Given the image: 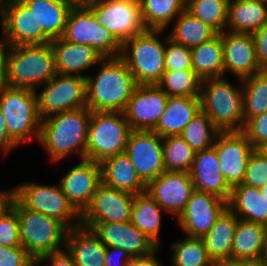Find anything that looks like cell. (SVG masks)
Here are the masks:
<instances>
[{"mask_svg": "<svg viewBox=\"0 0 267 266\" xmlns=\"http://www.w3.org/2000/svg\"><path fill=\"white\" fill-rule=\"evenodd\" d=\"M92 111L88 107L52 114L41 122L39 141L51 162L58 163L71 153L85 159L88 127Z\"/></svg>", "mask_w": 267, "mask_h": 266, "instance_id": "cell-1", "label": "cell"}, {"mask_svg": "<svg viewBox=\"0 0 267 266\" xmlns=\"http://www.w3.org/2000/svg\"><path fill=\"white\" fill-rule=\"evenodd\" d=\"M96 76L86 77L87 107L92 112H124L137 86L120 58H103Z\"/></svg>", "mask_w": 267, "mask_h": 266, "instance_id": "cell-2", "label": "cell"}, {"mask_svg": "<svg viewBox=\"0 0 267 266\" xmlns=\"http://www.w3.org/2000/svg\"><path fill=\"white\" fill-rule=\"evenodd\" d=\"M56 74L51 43L6 47L4 85L36 91Z\"/></svg>", "mask_w": 267, "mask_h": 266, "instance_id": "cell-3", "label": "cell"}, {"mask_svg": "<svg viewBox=\"0 0 267 266\" xmlns=\"http://www.w3.org/2000/svg\"><path fill=\"white\" fill-rule=\"evenodd\" d=\"M201 110L221 132L242 131L244 126L243 89L227 78L202 80Z\"/></svg>", "mask_w": 267, "mask_h": 266, "instance_id": "cell-4", "label": "cell"}, {"mask_svg": "<svg viewBox=\"0 0 267 266\" xmlns=\"http://www.w3.org/2000/svg\"><path fill=\"white\" fill-rule=\"evenodd\" d=\"M163 31L145 29L121 45L120 58L128 66L137 85L158 84L163 77L166 37L159 39Z\"/></svg>", "mask_w": 267, "mask_h": 266, "instance_id": "cell-5", "label": "cell"}, {"mask_svg": "<svg viewBox=\"0 0 267 266\" xmlns=\"http://www.w3.org/2000/svg\"><path fill=\"white\" fill-rule=\"evenodd\" d=\"M0 109L8 135L17 146L33 138L39 141L42 119L35 90L0 86Z\"/></svg>", "mask_w": 267, "mask_h": 266, "instance_id": "cell-6", "label": "cell"}, {"mask_svg": "<svg viewBox=\"0 0 267 266\" xmlns=\"http://www.w3.org/2000/svg\"><path fill=\"white\" fill-rule=\"evenodd\" d=\"M21 246L37 262L65 249L68 228L55 218L24 208L16 200Z\"/></svg>", "mask_w": 267, "mask_h": 266, "instance_id": "cell-7", "label": "cell"}, {"mask_svg": "<svg viewBox=\"0 0 267 266\" xmlns=\"http://www.w3.org/2000/svg\"><path fill=\"white\" fill-rule=\"evenodd\" d=\"M132 131L124 112H92L85 159L101 163L124 153Z\"/></svg>", "mask_w": 267, "mask_h": 266, "instance_id": "cell-8", "label": "cell"}, {"mask_svg": "<svg viewBox=\"0 0 267 266\" xmlns=\"http://www.w3.org/2000/svg\"><path fill=\"white\" fill-rule=\"evenodd\" d=\"M14 198L26 209L62 222L69 230L81 225V214L56 184L23 183L14 188Z\"/></svg>", "mask_w": 267, "mask_h": 266, "instance_id": "cell-9", "label": "cell"}, {"mask_svg": "<svg viewBox=\"0 0 267 266\" xmlns=\"http://www.w3.org/2000/svg\"><path fill=\"white\" fill-rule=\"evenodd\" d=\"M62 38L74 44L89 45L103 58H116L121 54V44L99 24L90 7L71 9Z\"/></svg>", "mask_w": 267, "mask_h": 266, "instance_id": "cell-10", "label": "cell"}, {"mask_svg": "<svg viewBox=\"0 0 267 266\" xmlns=\"http://www.w3.org/2000/svg\"><path fill=\"white\" fill-rule=\"evenodd\" d=\"M40 87L42 91L35 93L41 119L87 107L85 77L56 74Z\"/></svg>", "mask_w": 267, "mask_h": 266, "instance_id": "cell-11", "label": "cell"}, {"mask_svg": "<svg viewBox=\"0 0 267 266\" xmlns=\"http://www.w3.org/2000/svg\"><path fill=\"white\" fill-rule=\"evenodd\" d=\"M89 7L121 45L145 30L138 0H94Z\"/></svg>", "mask_w": 267, "mask_h": 266, "instance_id": "cell-12", "label": "cell"}, {"mask_svg": "<svg viewBox=\"0 0 267 266\" xmlns=\"http://www.w3.org/2000/svg\"><path fill=\"white\" fill-rule=\"evenodd\" d=\"M0 23L3 31L1 40L7 46L47 44L52 41L22 0H12L0 7Z\"/></svg>", "mask_w": 267, "mask_h": 266, "instance_id": "cell-13", "label": "cell"}, {"mask_svg": "<svg viewBox=\"0 0 267 266\" xmlns=\"http://www.w3.org/2000/svg\"><path fill=\"white\" fill-rule=\"evenodd\" d=\"M125 153L146 185L165 172L163 137L153 131H132Z\"/></svg>", "mask_w": 267, "mask_h": 266, "instance_id": "cell-14", "label": "cell"}, {"mask_svg": "<svg viewBox=\"0 0 267 266\" xmlns=\"http://www.w3.org/2000/svg\"><path fill=\"white\" fill-rule=\"evenodd\" d=\"M134 195L101 184L90 205L81 214V226L91 229L97 222H128L131 220Z\"/></svg>", "mask_w": 267, "mask_h": 266, "instance_id": "cell-15", "label": "cell"}, {"mask_svg": "<svg viewBox=\"0 0 267 266\" xmlns=\"http://www.w3.org/2000/svg\"><path fill=\"white\" fill-rule=\"evenodd\" d=\"M213 148L228 185L233 188L242 184L249 156L255 150L246 136L241 131L220 132Z\"/></svg>", "mask_w": 267, "mask_h": 266, "instance_id": "cell-16", "label": "cell"}, {"mask_svg": "<svg viewBox=\"0 0 267 266\" xmlns=\"http://www.w3.org/2000/svg\"><path fill=\"white\" fill-rule=\"evenodd\" d=\"M168 95L157 85H137L124 111L133 131H153L165 109Z\"/></svg>", "mask_w": 267, "mask_h": 266, "instance_id": "cell-17", "label": "cell"}, {"mask_svg": "<svg viewBox=\"0 0 267 266\" xmlns=\"http://www.w3.org/2000/svg\"><path fill=\"white\" fill-rule=\"evenodd\" d=\"M226 208L227 201L195 190L177 218L178 226L188 237L202 238Z\"/></svg>", "mask_w": 267, "mask_h": 266, "instance_id": "cell-18", "label": "cell"}, {"mask_svg": "<svg viewBox=\"0 0 267 266\" xmlns=\"http://www.w3.org/2000/svg\"><path fill=\"white\" fill-rule=\"evenodd\" d=\"M164 212L178 218L195 191L190 172L165 171L146 190Z\"/></svg>", "mask_w": 267, "mask_h": 266, "instance_id": "cell-19", "label": "cell"}, {"mask_svg": "<svg viewBox=\"0 0 267 266\" xmlns=\"http://www.w3.org/2000/svg\"><path fill=\"white\" fill-rule=\"evenodd\" d=\"M102 184L100 163L82 159L61 178L59 186L73 207L82 214Z\"/></svg>", "mask_w": 267, "mask_h": 266, "instance_id": "cell-20", "label": "cell"}, {"mask_svg": "<svg viewBox=\"0 0 267 266\" xmlns=\"http://www.w3.org/2000/svg\"><path fill=\"white\" fill-rule=\"evenodd\" d=\"M224 74L231 72L237 80L262 72L256 58L254 39L251 34L221 33Z\"/></svg>", "mask_w": 267, "mask_h": 266, "instance_id": "cell-21", "label": "cell"}, {"mask_svg": "<svg viewBox=\"0 0 267 266\" xmlns=\"http://www.w3.org/2000/svg\"><path fill=\"white\" fill-rule=\"evenodd\" d=\"M91 230L106 246L121 248L131 257L148 255L158 247L131 221L123 223L97 222Z\"/></svg>", "mask_w": 267, "mask_h": 266, "instance_id": "cell-22", "label": "cell"}, {"mask_svg": "<svg viewBox=\"0 0 267 266\" xmlns=\"http://www.w3.org/2000/svg\"><path fill=\"white\" fill-rule=\"evenodd\" d=\"M190 175L195 190L211 193L227 202L229 201L232 188L221 173L220 163L214 148L195 153Z\"/></svg>", "mask_w": 267, "mask_h": 266, "instance_id": "cell-23", "label": "cell"}, {"mask_svg": "<svg viewBox=\"0 0 267 266\" xmlns=\"http://www.w3.org/2000/svg\"><path fill=\"white\" fill-rule=\"evenodd\" d=\"M55 55V65L57 74L76 75L87 77L83 74L94 65L99 63L103 57L91 46L84 44H74L61 38L52 39L50 42Z\"/></svg>", "mask_w": 267, "mask_h": 266, "instance_id": "cell-24", "label": "cell"}, {"mask_svg": "<svg viewBox=\"0 0 267 266\" xmlns=\"http://www.w3.org/2000/svg\"><path fill=\"white\" fill-rule=\"evenodd\" d=\"M100 167L103 185L132 195L146 192L147 185L140 179L125 152L103 160Z\"/></svg>", "mask_w": 267, "mask_h": 266, "instance_id": "cell-25", "label": "cell"}, {"mask_svg": "<svg viewBox=\"0 0 267 266\" xmlns=\"http://www.w3.org/2000/svg\"><path fill=\"white\" fill-rule=\"evenodd\" d=\"M199 111L200 97L168 96L165 109L153 132L160 137L180 135Z\"/></svg>", "mask_w": 267, "mask_h": 266, "instance_id": "cell-26", "label": "cell"}, {"mask_svg": "<svg viewBox=\"0 0 267 266\" xmlns=\"http://www.w3.org/2000/svg\"><path fill=\"white\" fill-rule=\"evenodd\" d=\"M65 249L76 266H105L106 245L91 229L80 225L68 230Z\"/></svg>", "mask_w": 267, "mask_h": 266, "instance_id": "cell-27", "label": "cell"}, {"mask_svg": "<svg viewBox=\"0 0 267 266\" xmlns=\"http://www.w3.org/2000/svg\"><path fill=\"white\" fill-rule=\"evenodd\" d=\"M266 242V226L238 219L232 242L231 261L261 262Z\"/></svg>", "mask_w": 267, "mask_h": 266, "instance_id": "cell-28", "label": "cell"}, {"mask_svg": "<svg viewBox=\"0 0 267 266\" xmlns=\"http://www.w3.org/2000/svg\"><path fill=\"white\" fill-rule=\"evenodd\" d=\"M238 219L227 207L202 237L208 255L216 266L231 261L232 242Z\"/></svg>", "mask_w": 267, "mask_h": 266, "instance_id": "cell-29", "label": "cell"}, {"mask_svg": "<svg viewBox=\"0 0 267 266\" xmlns=\"http://www.w3.org/2000/svg\"><path fill=\"white\" fill-rule=\"evenodd\" d=\"M227 207L239 219L267 227V197L259 188L244 184L234 186Z\"/></svg>", "mask_w": 267, "mask_h": 266, "instance_id": "cell-30", "label": "cell"}, {"mask_svg": "<svg viewBox=\"0 0 267 266\" xmlns=\"http://www.w3.org/2000/svg\"><path fill=\"white\" fill-rule=\"evenodd\" d=\"M266 23L267 4L259 0L229 1L226 31L231 33L252 34Z\"/></svg>", "mask_w": 267, "mask_h": 266, "instance_id": "cell-31", "label": "cell"}, {"mask_svg": "<svg viewBox=\"0 0 267 266\" xmlns=\"http://www.w3.org/2000/svg\"><path fill=\"white\" fill-rule=\"evenodd\" d=\"M33 12L37 23L51 38H61L71 7L59 0H22Z\"/></svg>", "mask_w": 267, "mask_h": 266, "instance_id": "cell-32", "label": "cell"}, {"mask_svg": "<svg viewBox=\"0 0 267 266\" xmlns=\"http://www.w3.org/2000/svg\"><path fill=\"white\" fill-rule=\"evenodd\" d=\"M194 72L202 79L224 77V60L221 33L211 40L191 48Z\"/></svg>", "mask_w": 267, "mask_h": 266, "instance_id": "cell-33", "label": "cell"}, {"mask_svg": "<svg viewBox=\"0 0 267 266\" xmlns=\"http://www.w3.org/2000/svg\"><path fill=\"white\" fill-rule=\"evenodd\" d=\"M164 210L154 201L146 191L134 195L131 213V223L145 233L158 247L160 246V231L162 213Z\"/></svg>", "mask_w": 267, "mask_h": 266, "instance_id": "cell-34", "label": "cell"}, {"mask_svg": "<svg viewBox=\"0 0 267 266\" xmlns=\"http://www.w3.org/2000/svg\"><path fill=\"white\" fill-rule=\"evenodd\" d=\"M169 30L168 37L173 42L193 48L214 38L218 33L186 9L179 14Z\"/></svg>", "mask_w": 267, "mask_h": 266, "instance_id": "cell-35", "label": "cell"}, {"mask_svg": "<svg viewBox=\"0 0 267 266\" xmlns=\"http://www.w3.org/2000/svg\"><path fill=\"white\" fill-rule=\"evenodd\" d=\"M145 29L164 30L186 9V0H138Z\"/></svg>", "mask_w": 267, "mask_h": 266, "instance_id": "cell-36", "label": "cell"}, {"mask_svg": "<svg viewBox=\"0 0 267 266\" xmlns=\"http://www.w3.org/2000/svg\"><path fill=\"white\" fill-rule=\"evenodd\" d=\"M243 89L244 123L267 111V72L253 74L239 79Z\"/></svg>", "mask_w": 267, "mask_h": 266, "instance_id": "cell-37", "label": "cell"}, {"mask_svg": "<svg viewBox=\"0 0 267 266\" xmlns=\"http://www.w3.org/2000/svg\"><path fill=\"white\" fill-rule=\"evenodd\" d=\"M221 131L214 125L204 111H199L180 136L196 152L213 148L215 139Z\"/></svg>", "mask_w": 267, "mask_h": 266, "instance_id": "cell-38", "label": "cell"}, {"mask_svg": "<svg viewBox=\"0 0 267 266\" xmlns=\"http://www.w3.org/2000/svg\"><path fill=\"white\" fill-rule=\"evenodd\" d=\"M230 0H186V10L218 34L226 31Z\"/></svg>", "mask_w": 267, "mask_h": 266, "instance_id": "cell-39", "label": "cell"}, {"mask_svg": "<svg viewBox=\"0 0 267 266\" xmlns=\"http://www.w3.org/2000/svg\"><path fill=\"white\" fill-rule=\"evenodd\" d=\"M180 240L171 244L172 266H216L209 257L202 238L186 236L184 240Z\"/></svg>", "mask_w": 267, "mask_h": 266, "instance_id": "cell-40", "label": "cell"}, {"mask_svg": "<svg viewBox=\"0 0 267 266\" xmlns=\"http://www.w3.org/2000/svg\"><path fill=\"white\" fill-rule=\"evenodd\" d=\"M202 79L193 69L165 71L157 84L168 96L200 97Z\"/></svg>", "mask_w": 267, "mask_h": 266, "instance_id": "cell-41", "label": "cell"}, {"mask_svg": "<svg viewBox=\"0 0 267 266\" xmlns=\"http://www.w3.org/2000/svg\"><path fill=\"white\" fill-rule=\"evenodd\" d=\"M195 151L180 136L163 137V163L165 171L190 172Z\"/></svg>", "mask_w": 267, "mask_h": 266, "instance_id": "cell-42", "label": "cell"}, {"mask_svg": "<svg viewBox=\"0 0 267 266\" xmlns=\"http://www.w3.org/2000/svg\"><path fill=\"white\" fill-rule=\"evenodd\" d=\"M0 245L4 247L21 246L15 198L11 207L0 216Z\"/></svg>", "mask_w": 267, "mask_h": 266, "instance_id": "cell-43", "label": "cell"}, {"mask_svg": "<svg viewBox=\"0 0 267 266\" xmlns=\"http://www.w3.org/2000/svg\"><path fill=\"white\" fill-rule=\"evenodd\" d=\"M164 65L165 71L193 69L191 62V48L173 42L167 35Z\"/></svg>", "mask_w": 267, "mask_h": 266, "instance_id": "cell-44", "label": "cell"}, {"mask_svg": "<svg viewBox=\"0 0 267 266\" xmlns=\"http://www.w3.org/2000/svg\"><path fill=\"white\" fill-rule=\"evenodd\" d=\"M242 184L259 189L267 185V158L257 149L249 156Z\"/></svg>", "mask_w": 267, "mask_h": 266, "instance_id": "cell-45", "label": "cell"}, {"mask_svg": "<svg viewBox=\"0 0 267 266\" xmlns=\"http://www.w3.org/2000/svg\"><path fill=\"white\" fill-rule=\"evenodd\" d=\"M254 149H258L267 143V111L262 115L248 119L241 131Z\"/></svg>", "mask_w": 267, "mask_h": 266, "instance_id": "cell-46", "label": "cell"}, {"mask_svg": "<svg viewBox=\"0 0 267 266\" xmlns=\"http://www.w3.org/2000/svg\"><path fill=\"white\" fill-rule=\"evenodd\" d=\"M36 261L22 246L0 245V266H35Z\"/></svg>", "mask_w": 267, "mask_h": 266, "instance_id": "cell-47", "label": "cell"}, {"mask_svg": "<svg viewBox=\"0 0 267 266\" xmlns=\"http://www.w3.org/2000/svg\"><path fill=\"white\" fill-rule=\"evenodd\" d=\"M256 50V58L262 70L267 69V23L252 34Z\"/></svg>", "mask_w": 267, "mask_h": 266, "instance_id": "cell-48", "label": "cell"}, {"mask_svg": "<svg viewBox=\"0 0 267 266\" xmlns=\"http://www.w3.org/2000/svg\"><path fill=\"white\" fill-rule=\"evenodd\" d=\"M45 262H47L48 265L47 263L45 265ZM36 264L37 266H76L72 256L66 249L44 255Z\"/></svg>", "mask_w": 267, "mask_h": 266, "instance_id": "cell-49", "label": "cell"}, {"mask_svg": "<svg viewBox=\"0 0 267 266\" xmlns=\"http://www.w3.org/2000/svg\"><path fill=\"white\" fill-rule=\"evenodd\" d=\"M116 256L119 258V261H115L118 259ZM131 259L130 254L123 249L106 246L105 266H127Z\"/></svg>", "mask_w": 267, "mask_h": 266, "instance_id": "cell-50", "label": "cell"}, {"mask_svg": "<svg viewBox=\"0 0 267 266\" xmlns=\"http://www.w3.org/2000/svg\"><path fill=\"white\" fill-rule=\"evenodd\" d=\"M159 251L160 247H157L148 255L132 257L127 266H163L161 261L156 257V254Z\"/></svg>", "mask_w": 267, "mask_h": 266, "instance_id": "cell-51", "label": "cell"}, {"mask_svg": "<svg viewBox=\"0 0 267 266\" xmlns=\"http://www.w3.org/2000/svg\"><path fill=\"white\" fill-rule=\"evenodd\" d=\"M17 147V145L10 139L5 126V119L0 109V150L6 154L12 149Z\"/></svg>", "mask_w": 267, "mask_h": 266, "instance_id": "cell-52", "label": "cell"}, {"mask_svg": "<svg viewBox=\"0 0 267 266\" xmlns=\"http://www.w3.org/2000/svg\"><path fill=\"white\" fill-rule=\"evenodd\" d=\"M14 199V188H10L7 191L0 190V216L7 211Z\"/></svg>", "mask_w": 267, "mask_h": 266, "instance_id": "cell-53", "label": "cell"}, {"mask_svg": "<svg viewBox=\"0 0 267 266\" xmlns=\"http://www.w3.org/2000/svg\"><path fill=\"white\" fill-rule=\"evenodd\" d=\"M7 45L0 39V86L5 83V53Z\"/></svg>", "mask_w": 267, "mask_h": 266, "instance_id": "cell-54", "label": "cell"}, {"mask_svg": "<svg viewBox=\"0 0 267 266\" xmlns=\"http://www.w3.org/2000/svg\"><path fill=\"white\" fill-rule=\"evenodd\" d=\"M60 2L67 4L71 8H85L89 7L94 0H59Z\"/></svg>", "mask_w": 267, "mask_h": 266, "instance_id": "cell-55", "label": "cell"}, {"mask_svg": "<svg viewBox=\"0 0 267 266\" xmlns=\"http://www.w3.org/2000/svg\"><path fill=\"white\" fill-rule=\"evenodd\" d=\"M217 266H263L262 262L256 261H230Z\"/></svg>", "mask_w": 267, "mask_h": 266, "instance_id": "cell-56", "label": "cell"}, {"mask_svg": "<svg viewBox=\"0 0 267 266\" xmlns=\"http://www.w3.org/2000/svg\"><path fill=\"white\" fill-rule=\"evenodd\" d=\"M257 150L267 158V143L260 146Z\"/></svg>", "mask_w": 267, "mask_h": 266, "instance_id": "cell-57", "label": "cell"}, {"mask_svg": "<svg viewBox=\"0 0 267 266\" xmlns=\"http://www.w3.org/2000/svg\"><path fill=\"white\" fill-rule=\"evenodd\" d=\"M261 262L263 266H267V242H266L265 253Z\"/></svg>", "mask_w": 267, "mask_h": 266, "instance_id": "cell-58", "label": "cell"}, {"mask_svg": "<svg viewBox=\"0 0 267 266\" xmlns=\"http://www.w3.org/2000/svg\"><path fill=\"white\" fill-rule=\"evenodd\" d=\"M260 192L262 194H264V196L267 197V185L263 186L262 188H260Z\"/></svg>", "mask_w": 267, "mask_h": 266, "instance_id": "cell-59", "label": "cell"}, {"mask_svg": "<svg viewBox=\"0 0 267 266\" xmlns=\"http://www.w3.org/2000/svg\"><path fill=\"white\" fill-rule=\"evenodd\" d=\"M10 1H12V0H0V7L6 3H9Z\"/></svg>", "mask_w": 267, "mask_h": 266, "instance_id": "cell-60", "label": "cell"}, {"mask_svg": "<svg viewBox=\"0 0 267 266\" xmlns=\"http://www.w3.org/2000/svg\"><path fill=\"white\" fill-rule=\"evenodd\" d=\"M259 1H261L262 3L267 4V0H259Z\"/></svg>", "mask_w": 267, "mask_h": 266, "instance_id": "cell-61", "label": "cell"}]
</instances>
